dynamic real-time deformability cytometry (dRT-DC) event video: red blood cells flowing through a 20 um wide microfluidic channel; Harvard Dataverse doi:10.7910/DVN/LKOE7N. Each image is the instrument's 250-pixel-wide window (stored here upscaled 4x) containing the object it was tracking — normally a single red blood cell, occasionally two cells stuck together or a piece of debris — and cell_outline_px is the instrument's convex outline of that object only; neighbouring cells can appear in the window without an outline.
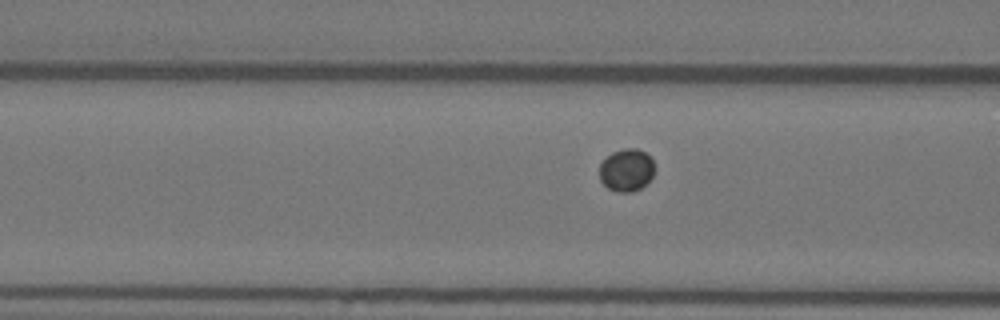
{"species": "Egyptian fruit bat (a non-hibernating species)", "species_latin": "Rousettus aegyptiacus", "temperature_condition": "warm", "stored_images_in_passage": 40, "camera_frame_rate_fps": 3000, "um_per_image_px": 0.085, "animal": {"sex": "female"}, "frame": {"image": 1, "passage_image": 6, "time_ms": 1.667, "image_size_px": [1000, 320], "cell_outline_px": [[652, 176], [640, 188], [632, 192], [616, 192], [608, 188], [600, 180], [600, 164], [612, 152], [624, 148], [636, 148], [652, 156]], "centroid_in_image_um": [53.23, 14.45], "position_along_channel_um": 113.4, "area_um2": 13.47}}
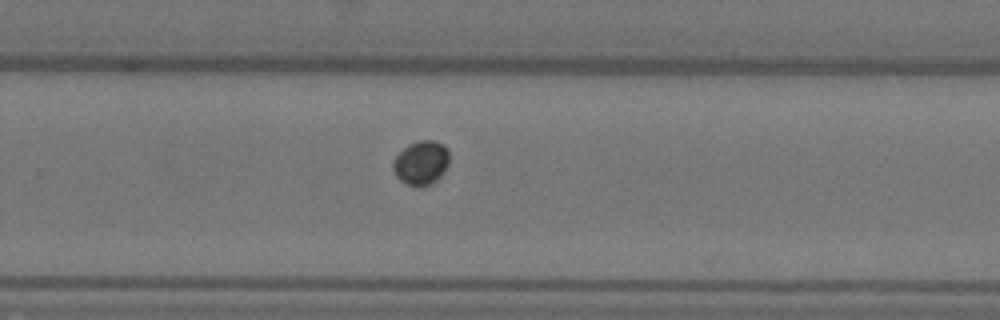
{"frame": {"image": 2, "passage_image": 21, "time_ms": 6.667, "image_size_px": [1000, 320], "cell_outline_px": [[448, 164], [444, 172], [432, 184], [408, 184], [400, 180], [396, 176], [392, 168], [392, 160], [408, 144], [420, 140], [436, 140], [444, 144], [448, 148]], "centroid_in_image_um": [35.8, 13.79], "position_along_channel_um": 294.0, "area_um2": 14.33}}
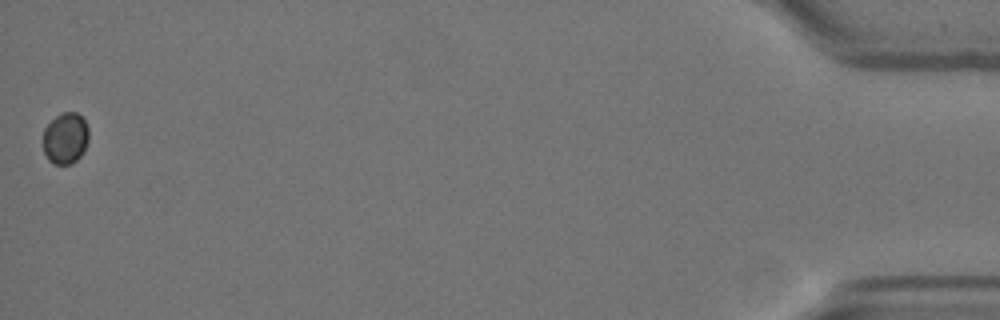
{"frame": {"image": 3, "passage_image": 40, "time_ms": 13.0, "image_size_px": [1000, 320], "cell_outline_px": [[88, 140], [84, 152], [72, 164], [52, 164], [48, 160], [44, 152], [44, 128], [60, 112], [76, 112], [84, 120], [88, 128]], "centroid_in_image_um": [5.56, 11.76], "position_along_channel_um": 429.6, "area_um2": 13.7}}